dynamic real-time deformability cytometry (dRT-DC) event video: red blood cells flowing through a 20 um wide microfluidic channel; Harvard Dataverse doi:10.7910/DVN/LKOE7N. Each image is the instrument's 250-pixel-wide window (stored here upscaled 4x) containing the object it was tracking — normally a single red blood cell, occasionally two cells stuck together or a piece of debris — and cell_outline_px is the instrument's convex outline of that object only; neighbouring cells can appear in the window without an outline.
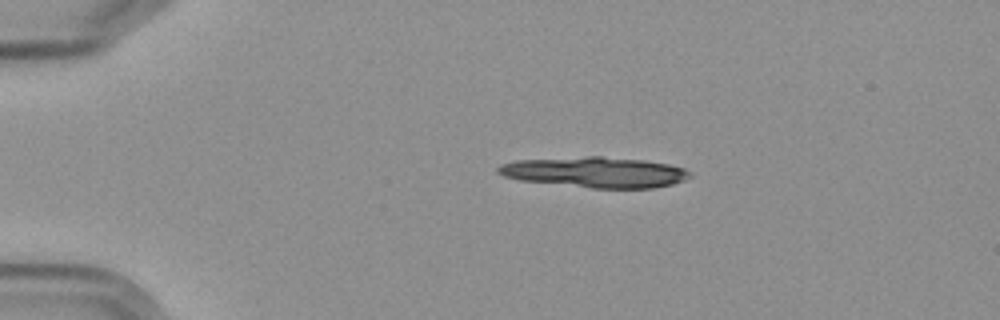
{"species": "Egyptian fruit bat (a non-hibernating species)", "species_latin": "Rousettus aegyptiacus", "temperature_condition": "cold", "stored_images_in_passage": 6, "camera_frame_rate_fps": 3000, "um_per_image_px": 0.085, "frame": {"image": 1, "passage_image": 3, "time_ms": 2.333, "image_size_px": [1000, 320], "cell_outline_px": [[692, 176], [684, 180], [672, 184], [652, 188], [592, 188], [520, 180], [504, 176], [496, 172], [496, 168], [500, 164], [516, 160], [588, 156], [600, 156], [644, 160], [668, 164], [684, 168], [692, 172]], "centroid_in_image_um": [50.59, 14.63], "position_along_channel_um": 34.4, "area_um2": 34.22}}
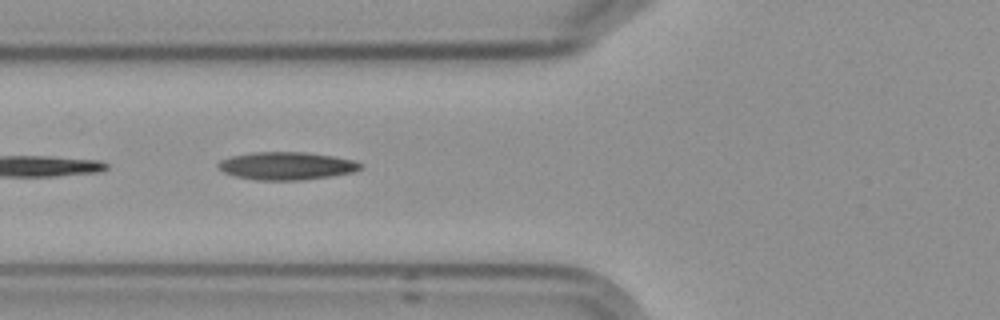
{"frame": {"image": 2, "passage_image": 6, "time_ms": 6.0, "image_size_px": [1000, 320], "cell_outline_px": [[364, 168], [352, 172], [332, 176], [300, 180], [256, 180], [236, 176], [224, 172], [216, 164], [220, 160], [232, 156], [252, 152], [304, 152], [332, 156], [352, 160], [364, 164]], "centroid_in_image_um": [24.37, 14.1], "position_along_channel_um": 101.4, "area_um2": 23.0}}